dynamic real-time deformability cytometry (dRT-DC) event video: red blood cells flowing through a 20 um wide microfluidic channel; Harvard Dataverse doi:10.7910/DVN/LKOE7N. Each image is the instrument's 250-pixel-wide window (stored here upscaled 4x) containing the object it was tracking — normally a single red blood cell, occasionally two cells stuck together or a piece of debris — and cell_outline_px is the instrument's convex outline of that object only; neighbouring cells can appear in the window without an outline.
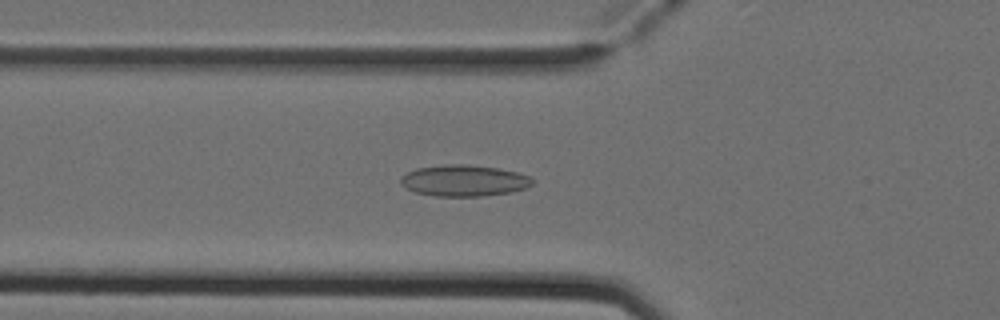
{"species": "Egyptian fruit bat (a non-hibernating species)", "species_latin": "Rousettus aegyptiacus", "temperature_condition": "cold", "stored_images_in_passage": 52, "camera_frame_rate_fps": 3000, "um_per_image_px": 0.085, "animal": {"sex": "female"}, "frame": {"image": 1, "passage_image": 19, "time_ms": 6.0, "image_size_px": [1000, 320], "cell_outline_px": [[532, 184], [528, 188], [512, 192], [480, 196], [436, 196], [416, 192], [400, 184], [400, 176], [416, 168], [444, 164], [464, 164], [496, 168], [516, 172], [528, 176], [532, 180]], "centroid_in_image_um": [39.42, 15.35], "position_along_channel_um": 86.4, "area_um2": 23.93}}
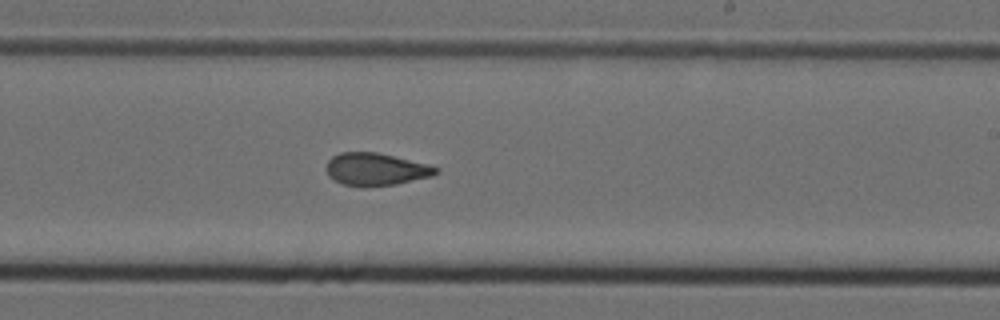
{"frame": {"image": 2, "passage_image": 32, "time_ms": 10.333, "image_size_px": [1000, 320], "cell_outline_px": [[440, 172], [432, 176], [396, 184], [364, 188], [360, 188], [344, 184], [328, 176], [324, 168], [328, 160], [332, 156], [340, 152], [376, 152], [428, 164], [440, 168]], "centroid_in_image_um": [31.93, 14.4], "position_along_channel_um": 257.1, "area_um2": 21.1}}
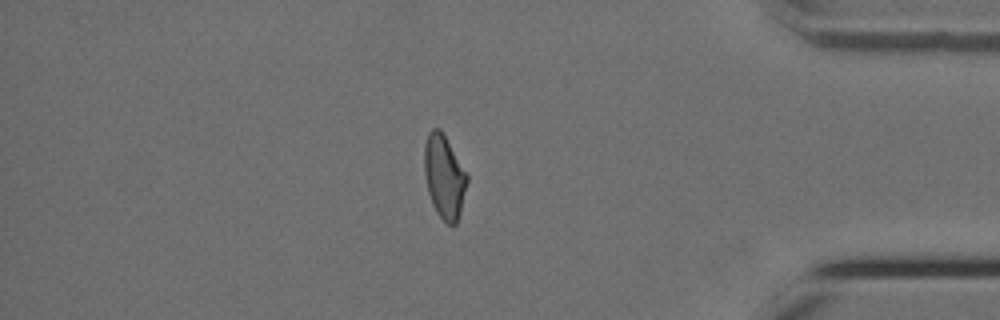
{"frame": {"image": 3, "passage_image": 45, "time_ms": 14.667, "image_size_px": [1000, 320], "cell_outline_px": [[468, 180], [460, 212], [456, 224], [448, 224], [436, 212], [432, 204], [428, 192], [424, 172], [424, 144], [428, 132], [432, 128], [440, 128], [468, 176]], "centroid_in_image_um": [37.74, 15.0], "position_along_channel_um": 397.5, "area_um2": 20.58}, "authors_computed_cell_mechanics": {"area_um2": 21.3571, "velocity_mm_per_s": 3.9169, "shape_relaxation_time_tau1_ms": null, "shape_relaxation_time_tau2_ms": 1.6188, "deformation_change_tau1": null, "deformation_change_tau2": 0.0762}}